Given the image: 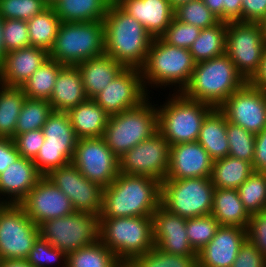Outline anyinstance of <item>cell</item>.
<instances>
[{
	"mask_svg": "<svg viewBox=\"0 0 266 267\" xmlns=\"http://www.w3.org/2000/svg\"><path fill=\"white\" fill-rule=\"evenodd\" d=\"M161 182L143 175L119 173L103 189L100 217H138L154 214L160 206Z\"/></svg>",
	"mask_w": 266,
	"mask_h": 267,
	"instance_id": "obj_1",
	"label": "cell"
},
{
	"mask_svg": "<svg viewBox=\"0 0 266 267\" xmlns=\"http://www.w3.org/2000/svg\"><path fill=\"white\" fill-rule=\"evenodd\" d=\"M105 52L126 68L140 69L146 60L153 37L117 3H110L104 19Z\"/></svg>",
	"mask_w": 266,
	"mask_h": 267,
	"instance_id": "obj_2",
	"label": "cell"
},
{
	"mask_svg": "<svg viewBox=\"0 0 266 267\" xmlns=\"http://www.w3.org/2000/svg\"><path fill=\"white\" fill-rule=\"evenodd\" d=\"M246 82L225 53L196 63L190 81L181 93L186 98L219 108Z\"/></svg>",
	"mask_w": 266,
	"mask_h": 267,
	"instance_id": "obj_3",
	"label": "cell"
},
{
	"mask_svg": "<svg viewBox=\"0 0 266 267\" xmlns=\"http://www.w3.org/2000/svg\"><path fill=\"white\" fill-rule=\"evenodd\" d=\"M195 64L189 49L169 45L160 37L154 38L140 68L146 91L150 85L158 88L174 85L177 87L175 92H182L190 81Z\"/></svg>",
	"mask_w": 266,
	"mask_h": 267,
	"instance_id": "obj_4",
	"label": "cell"
},
{
	"mask_svg": "<svg viewBox=\"0 0 266 267\" xmlns=\"http://www.w3.org/2000/svg\"><path fill=\"white\" fill-rule=\"evenodd\" d=\"M105 52V28L103 21L61 22L49 58L67 66Z\"/></svg>",
	"mask_w": 266,
	"mask_h": 267,
	"instance_id": "obj_5",
	"label": "cell"
},
{
	"mask_svg": "<svg viewBox=\"0 0 266 267\" xmlns=\"http://www.w3.org/2000/svg\"><path fill=\"white\" fill-rule=\"evenodd\" d=\"M99 240L119 260L131 261L155 247L152 217H100Z\"/></svg>",
	"mask_w": 266,
	"mask_h": 267,
	"instance_id": "obj_6",
	"label": "cell"
},
{
	"mask_svg": "<svg viewBox=\"0 0 266 267\" xmlns=\"http://www.w3.org/2000/svg\"><path fill=\"white\" fill-rule=\"evenodd\" d=\"M157 104L149 97L138 106L109 116L103 138L110 150L120 158L158 131Z\"/></svg>",
	"mask_w": 266,
	"mask_h": 267,
	"instance_id": "obj_7",
	"label": "cell"
},
{
	"mask_svg": "<svg viewBox=\"0 0 266 267\" xmlns=\"http://www.w3.org/2000/svg\"><path fill=\"white\" fill-rule=\"evenodd\" d=\"M172 96V97H171ZM158 105V131L169 145L197 141L201 125L212 106L174 92Z\"/></svg>",
	"mask_w": 266,
	"mask_h": 267,
	"instance_id": "obj_8",
	"label": "cell"
},
{
	"mask_svg": "<svg viewBox=\"0 0 266 267\" xmlns=\"http://www.w3.org/2000/svg\"><path fill=\"white\" fill-rule=\"evenodd\" d=\"M214 190L210 177L165 179L160 205L186 219L206 216L212 213Z\"/></svg>",
	"mask_w": 266,
	"mask_h": 267,
	"instance_id": "obj_9",
	"label": "cell"
},
{
	"mask_svg": "<svg viewBox=\"0 0 266 267\" xmlns=\"http://www.w3.org/2000/svg\"><path fill=\"white\" fill-rule=\"evenodd\" d=\"M100 214L74 212L44 221L39 236L66 255L99 240Z\"/></svg>",
	"mask_w": 266,
	"mask_h": 267,
	"instance_id": "obj_10",
	"label": "cell"
},
{
	"mask_svg": "<svg viewBox=\"0 0 266 267\" xmlns=\"http://www.w3.org/2000/svg\"><path fill=\"white\" fill-rule=\"evenodd\" d=\"M265 48L266 35L263 24L227 22L225 53L247 82L258 72Z\"/></svg>",
	"mask_w": 266,
	"mask_h": 267,
	"instance_id": "obj_11",
	"label": "cell"
},
{
	"mask_svg": "<svg viewBox=\"0 0 266 267\" xmlns=\"http://www.w3.org/2000/svg\"><path fill=\"white\" fill-rule=\"evenodd\" d=\"M42 131L44 143L33 162L37 170L47 176L52 170L72 162L78 138L67 112L53 111Z\"/></svg>",
	"mask_w": 266,
	"mask_h": 267,
	"instance_id": "obj_12",
	"label": "cell"
},
{
	"mask_svg": "<svg viewBox=\"0 0 266 267\" xmlns=\"http://www.w3.org/2000/svg\"><path fill=\"white\" fill-rule=\"evenodd\" d=\"M39 237V226L19 204L0 209V260L26 259Z\"/></svg>",
	"mask_w": 266,
	"mask_h": 267,
	"instance_id": "obj_13",
	"label": "cell"
},
{
	"mask_svg": "<svg viewBox=\"0 0 266 267\" xmlns=\"http://www.w3.org/2000/svg\"><path fill=\"white\" fill-rule=\"evenodd\" d=\"M170 145L157 131L119 158V171L129 175L149 176L162 182L169 171Z\"/></svg>",
	"mask_w": 266,
	"mask_h": 267,
	"instance_id": "obj_14",
	"label": "cell"
},
{
	"mask_svg": "<svg viewBox=\"0 0 266 267\" xmlns=\"http://www.w3.org/2000/svg\"><path fill=\"white\" fill-rule=\"evenodd\" d=\"M72 163L85 178L103 188L120 173L119 158L106 145L103 137L78 139Z\"/></svg>",
	"mask_w": 266,
	"mask_h": 267,
	"instance_id": "obj_15",
	"label": "cell"
},
{
	"mask_svg": "<svg viewBox=\"0 0 266 267\" xmlns=\"http://www.w3.org/2000/svg\"><path fill=\"white\" fill-rule=\"evenodd\" d=\"M219 109L225 114L227 121L253 134L266 128V92L250 82L230 95Z\"/></svg>",
	"mask_w": 266,
	"mask_h": 267,
	"instance_id": "obj_16",
	"label": "cell"
},
{
	"mask_svg": "<svg viewBox=\"0 0 266 267\" xmlns=\"http://www.w3.org/2000/svg\"><path fill=\"white\" fill-rule=\"evenodd\" d=\"M47 176L71 200L76 212L100 214L104 188L85 178L72 162Z\"/></svg>",
	"mask_w": 266,
	"mask_h": 267,
	"instance_id": "obj_17",
	"label": "cell"
},
{
	"mask_svg": "<svg viewBox=\"0 0 266 267\" xmlns=\"http://www.w3.org/2000/svg\"><path fill=\"white\" fill-rule=\"evenodd\" d=\"M148 93L138 68H125L108 86L92 99L109 115L134 108L145 101Z\"/></svg>",
	"mask_w": 266,
	"mask_h": 267,
	"instance_id": "obj_18",
	"label": "cell"
},
{
	"mask_svg": "<svg viewBox=\"0 0 266 267\" xmlns=\"http://www.w3.org/2000/svg\"><path fill=\"white\" fill-rule=\"evenodd\" d=\"M19 205L38 226L44 221L75 212L71 200L48 176H42Z\"/></svg>",
	"mask_w": 266,
	"mask_h": 267,
	"instance_id": "obj_19",
	"label": "cell"
},
{
	"mask_svg": "<svg viewBox=\"0 0 266 267\" xmlns=\"http://www.w3.org/2000/svg\"><path fill=\"white\" fill-rule=\"evenodd\" d=\"M155 246L166 253L197 256L186 234L187 219L173 214L161 205L152 215Z\"/></svg>",
	"mask_w": 266,
	"mask_h": 267,
	"instance_id": "obj_20",
	"label": "cell"
},
{
	"mask_svg": "<svg viewBox=\"0 0 266 267\" xmlns=\"http://www.w3.org/2000/svg\"><path fill=\"white\" fill-rule=\"evenodd\" d=\"M213 162L198 141L171 145L169 171L165 179L211 177Z\"/></svg>",
	"mask_w": 266,
	"mask_h": 267,
	"instance_id": "obj_21",
	"label": "cell"
},
{
	"mask_svg": "<svg viewBox=\"0 0 266 267\" xmlns=\"http://www.w3.org/2000/svg\"><path fill=\"white\" fill-rule=\"evenodd\" d=\"M246 239L245 228L219 226L215 236L197 253V267H231Z\"/></svg>",
	"mask_w": 266,
	"mask_h": 267,
	"instance_id": "obj_22",
	"label": "cell"
},
{
	"mask_svg": "<svg viewBox=\"0 0 266 267\" xmlns=\"http://www.w3.org/2000/svg\"><path fill=\"white\" fill-rule=\"evenodd\" d=\"M48 58V51L34 46L7 52L0 64V84L22 87Z\"/></svg>",
	"mask_w": 266,
	"mask_h": 267,
	"instance_id": "obj_23",
	"label": "cell"
},
{
	"mask_svg": "<svg viewBox=\"0 0 266 267\" xmlns=\"http://www.w3.org/2000/svg\"><path fill=\"white\" fill-rule=\"evenodd\" d=\"M42 176L33 160L19 156L0 173V201L19 204ZM2 195L5 196L3 199Z\"/></svg>",
	"mask_w": 266,
	"mask_h": 267,
	"instance_id": "obj_24",
	"label": "cell"
},
{
	"mask_svg": "<svg viewBox=\"0 0 266 267\" xmlns=\"http://www.w3.org/2000/svg\"><path fill=\"white\" fill-rule=\"evenodd\" d=\"M117 4L153 38L160 37L174 18V8L169 0H119Z\"/></svg>",
	"mask_w": 266,
	"mask_h": 267,
	"instance_id": "obj_25",
	"label": "cell"
},
{
	"mask_svg": "<svg viewBox=\"0 0 266 267\" xmlns=\"http://www.w3.org/2000/svg\"><path fill=\"white\" fill-rule=\"evenodd\" d=\"M76 66L81 73L84 91L88 99H92L104 90L126 68L107 54L84 60Z\"/></svg>",
	"mask_w": 266,
	"mask_h": 267,
	"instance_id": "obj_26",
	"label": "cell"
},
{
	"mask_svg": "<svg viewBox=\"0 0 266 267\" xmlns=\"http://www.w3.org/2000/svg\"><path fill=\"white\" fill-rule=\"evenodd\" d=\"M87 99L79 69L65 65L57 75L49 104L54 111L68 112Z\"/></svg>",
	"mask_w": 266,
	"mask_h": 267,
	"instance_id": "obj_27",
	"label": "cell"
},
{
	"mask_svg": "<svg viewBox=\"0 0 266 267\" xmlns=\"http://www.w3.org/2000/svg\"><path fill=\"white\" fill-rule=\"evenodd\" d=\"M226 127L227 118L219 108H213L201 125L197 141L214 161L229 156Z\"/></svg>",
	"mask_w": 266,
	"mask_h": 267,
	"instance_id": "obj_28",
	"label": "cell"
},
{
	"mask_svg": "<svg viewBox=\"0 0 266 267\" xmlns=\"http://www.w3.org/2000/svg\"><path fill=\"white\" fill-rule=\"evenodd\" d=\"M67 113L78 139L103 137L109 115L93 99H87Z\"/></svg>",
	"mask_w": 266,
	"mask_h": 267,
	"instance_id": "obj_29",
	"label": "cell"
},
{
	"mask_svg": "<svg viewBox=\"0 0 266 267\" xmlns=\"http://www.w3.org/2000/svg\"><path fill=\"white\" fill-rule=\"evenodd\" d=\"M211 215L220 226L247 228L250 214L244 208L237 189L215 188Z\"/></svg>",
	"mask_w": 266,
	"mask_h": 267,
	"instance_id": "obj_30",
	"label": "cell"
},
{
	"mask_svg": "<svg viewBox=\"0 0 266 267\" xmlns=\"http://www.w3.org/2000/svg\"><path fill=\"white\" fill-rule=\"evenodd\" d=\"M108 0H57L52 5L61 22L103 21Z\"/></svg>",
	"mask_w": 266,
	"mask_h": 267,
	"instance_id": "obj_31",
	"label": "cell"
},
{
	"mask_svg": "<svg viewBox=\"0 0 266 267\" xmlns=\"http://www.w3.org/2000/svg\"><path fill=\"white\" fill-rule=\"evenodd\" d=\"M253 172L251 162L226 156L213 162L210 179L215 188L237 189Z\"/></svg>",
	"mask_w": 266,
	"mask_h": 267,
	"instance_id": "obj_32",
	"label": "cell"
},
{
	"mask_svg": "<svg viewBox=\"0 0 266 267\" xmlns=\"http://www.w3.org/2000/svg\"><path fill=\"white\" fill-rule=\"evenodd\" d=\"M226 21L201 29L200 35L190 47L195 63L207 61L226 52Z\"/></svg>",
	"mask_w": 266,
	"mask_h": 267,
	"instance_id": "obj_33",
	"label": "cell"
},
{
	"mask_svg": "<svg viewBox=\"0 0 266 267\" xmlns=\"http://www.w3.org/2000/svg\"><path fill=\"white\" fill-rule=\"evenodd\" d=\"M60 24L61 20L52 6H48L41 13L27 20L30 46L50 52L54 46Z\"/></svg>",
	"mask_w": 266,
	"mask_h": 267,
	"instance_id": "obj_34",
	"label": "cell"
},
{
	"mask_svg": "<svg viewBox=\"0 0 266 267\" xmlns=\"http://www.w3.org/2000/svg\"><path fill=\"white\" fill-rule=\"evenodd\" d=\"M25 99L21 87L0 84V137L15 138V127Z\"/></svg>",
	"mask_w": 266,
	"mask_h": 267,
	"instance_id": "obj_35",
	"label": "cell"
},
{
	"mask_svg": "<svg viewBox=\"0 0 266 267\" xmlns=\"http://www.w3.org/2000/svg\"><path fill=\"white\" fill-rule=\"evenodd\" d=\"M64 66L48 58L21 87L26 98L49 100L57 75Z\"/></svg>",
	"mask_w": 266,
	"mask_h": 267,
	"instance_id": "obj_36",
	"label": "cell"
},
{
	"mask_svg": "<svg viewBox=\"0 0 266 267\" xmlns=\"http://www.w3.org/2000/svg\"><path fill=\"white\" fill-rule=\"evenodd\" d=\"M66 267H115L120 261L100 240L67 254Z\"/></svg>",
	"mask_w": 266,
	"mask_h": 267,
	"instance_id": "obj_37",
	"label": "cell"
},
{
	"mask_svg": "<svg viewBox=\"0 0 266 267\" xmlns=\"http://www.w3.org/2000/svg\"><path fill=\"white\" fill-rule=\"evenodd\" d=\"M53 111L48 100L26 98L15 127V137L25 132L42 129Z\"/></svg>",
	"mask_w": 266,
	"mask_h": 267,
	"instance_id": "obj_38",
	"label": "cell"
},
{
	"mask_svg": "<svg viewBox=\"0 0 266 267\" xmlns=\"http://www.w3.org/2000/svg\"><path fill=\"white\" fill-rule=\"evenodd\" d=\"M237 191L250 215L266 210V173L254 171Z\"/></svg>",
	"mask_w": 266,
	"mask_h": 267,
	"instance_id": "obj_39",
	"label": "cell"
},
{
	"mask_svg": "<svg viewBox=\"0 0 266 267\" xmlns=\"http://www.w3.org/2000/svg\"><path fill=\"white\" fill-rule=\"evenodd\" d=\"M131 261L136 267H197V256L169 254L156 246Z\"/></svg>",
	"mask_w": 266,
	"mask_h": 267,
	"instance_id": "obj_40",
	"label": "cell"
},
{
	"mask_svg": "<svg viewBox=\"0 0 266 267\" xmlns=\"http://www.w3.org/2000/svg\"><path fill=\"white\" fill-rule=\"evenodd\" d=\"M174 18L200 29L212 27L220 21L206 7L202 0H191L179 4L174 8Z\"/></svg>",
	"mask_w": 266,
	"mask_h": 267,
	"instance_id": "obj_41",
	"label": "cell"
},
{
	"mask_svg": "<svg viewBox=\"0 0 266 267\" xmlns=\"http://www.w3.org/2000/svg\"><path fill=\"white\" fill-rule=\"evenodd\" d=\"M226 134L229 143V156L252 163L255 134L229 121H227Z\"/></svg>",
	"mask_w": 266,
	"mask_h": 267,
	"instance_id": "obj_42",
	"label": "cell"
},
{
	"mask_svg": "<svg viewBox=\"0 0 266 267\" xmlns=\"http://www.w3.org/2000/svg\"><path fill=\"white\" fill-rule=\"evenodd\" d=\"M219 226L218 221L211 214L187 219V238L196 253L210 242Z\"/></svg>",
	"mask_w": 266,
	"mask_h": 267,
	"instance_id": "obj_43",
	"label": "cell"
},
{
	"mask_svg": "<svg viewBox=\"0 0 266 267\" xmlns=\"http://www.w3.org/2000/svg\"><path fill=\"white\" fill-rule=\"evenodd\" d=\"M47 7L44 0H0V16L3 19L29 20Z\"/></svg>",
	"mask_w": 266,
	"mask_h": 267,
	"instance_id": "obj_44",
	"label": "cell"
},
{
	"mask_svg": "<svg viewBox=\"0 0 266 267\" xmlns=\"http://www.w3.org/2000/svg\"><path fill=\"white\" fill-rule=\"evenodd\" d=\"M66 260L67 255L63 251L53 247L48 241L42 239L40 236L34 242L33 248L30 250L28 257L26 258V261L33 267H52L55 262H57V264H59V262L61 264L62 262L61 267H66Z\"/></svg>",
	"mask_w": 266,
	"mask_h": 267,
	"instance_id": "obj_45",
	"label": "cell"
},
{
	"mask_svg": "<svg viewBox=\"0 0 266 267\" xmlns=\"http://www.w3.org/2000/svg\"><path fill=\"white\" fill-rule=\"evenodd\" d=\"M200 32L201 29L199 27L173 18L160 38L169 45L190 49L194 41L200 35Z\"/></svg>",
	"mask_w": 266,
	"mask_h": 267,
	"instance_id": "obj_46",
	"label": "cell"
},
{
	"mask_svg": "<svg viewBox=\"0 0 266 267\" xmlns=\"http://www.w3.org/2000/svg\"><path fill=\"white\" fill-rule=\"evenodd\" d=\"M3 44L5 52L30 46L27 20H3Z\"/></svg>",
	"mask_w": 266,
	"mask_h": 267,
	"instance_id": "obj_47",
	"label": "cell"
},
{
	"mask_svg": "<svg viewBox=\"0 0 266 267\" xmlns=\"http://www.w3.org/2000/svg\"><path fill=\"white\" fill-rule=\"evenodd\" d=\"M44 139L42 129H37L17 135L13 141L20 156L34 160L44 143Z\"/></svg>",
	"mask_w": 266,
	"mask_h": 267,
	"instance_id": "obj_48",
	"label": "cell"
},
{
	"mask_svg": "<svg viewBox=\"0 0 266 267\" xmlns=\"http://www.w3.org/2000/svg\"><path fill=\"white\" fill-rule=\"evenodd\" d=\"M246 233L247 239L251 241L266 258V210L250 215Z\"/></svg>",
	"mask_w": 266,
	"mask_h": 267,
	"instance_id": "obj_49",
	"label": "cell"
},
{
	"mask_svg": "<svg viewBox=\"0 0 266 267\" xmlns=\"http://www.w3.org/2000/svg\"><path fill=\"white\" fill-rule=\"evenodd\" d=\"M231 267H266V258L251 241L246 239Z\"/></svg>",
	"mask_w": 266,
	"mask_h": 267,
	"instance_id": "obj_50",
	"label": "cell"
},
{
	"mask_svg": "<svg viewBox=\"0 0 266 267\" xmlns=\"http://www.w3.org/2000/svg\"><path fill=\"white\" fill-rule=\"evenodd\" d=\"M266 20V0H242V22L263 23Z\"/></svg>",
	"mask_w": 266,
	"mask_h": 267,
	"instance_id": "obj_51",
	"label": "cell"
},
{
	"mask_svg": "<svg viewBox=\"0 0 266 267\" xmlns=\"http://www.w3.org/2000/svg\"><path fill=\"white\" fill-rule=\"evenodd\" d=\"M252 166L254 171L266 173V128L255 134Z\"/></svg>",
	"mask_w": 266,
	"mask_h": 267,
	"instance_id": "obj_52",
	"label": "cell"
},
{
	"mask_svg": "<svg viewBox=\"0 0 266 267\" xmlns=\"http://www.w3.org/2000/svg\"><path fill=\"white\" fill-rule=\"evenodd\" d=\"M19 156L13 139L0 137V173L10 166Z\"/></svg>",
	"mask_w": 266,
	"mask_h": 267,
	"instance_id": "obj_53",
	"label": "cell"
},
{
	"mask_svg": "<svg viewBox=\"0 0 266 267\" xmlns=\"http://www.w3.org/2000/svg\"><path fill=\"white\" fill-rule=\"evenodd\" d=\"M223 21L242 22V0H223Z\"/></svg>",
	"mask_w": 266,
	"mask_h": 267,
	"instance_id": "obj_54",
	"label": "cell"
},
{
	"mask_svg": "<svg viewBox=\"0 0 266 267\" xmlns=\"http://www.w3.org/2000/svg\"><path fill=\"white\" fill-rule=\"evenodd\" d=\"M249 82L266 92V48L262 56L260 68Z\"/></svg>",
	"mask_w": 266,
	"mask_h": 267,
	"instance_id": "obj_55",
	"label": "cell"
},
{
	"mask_svg": "<svg viewBox=\"0 0 266 267\" xmlns=\"http://www.w3.org/2000/svg\"><path fill=\"white\" fill-rule=\"evenodd\" d=\"M213 15L223 21V0H202Z\"/></svg>",
	"mask_w": 266,
	"mask_h": 267,
	"instance_id": "obj_56",
	"label": "cell"
},
{
	"mask_svg": "<svg viewBox=\"0 0 266 267\" xmlns=\"http://www.w3.org/2000/svg\"><path fill=\"white\" fill-rule=\"evenodd\" d=\"M0 267H33L26 259L0 260Z\"/></svg>",
	"mask_w": 266,
	"mask_h": 267,
	"instance_id": "obj_57",
	"label": "cell"
},
{
	"mask_svg": "<svg viewBox=\"0 0 266 267\" xmlns=\"http://www.w3.org/2000/svg\"><path fill=\"white\" fill-rule=\"evenodd\" d=\"M3 20L4 19L0 16V64L3 62V59L6 55L4 44H3V31H2Z\"/></svg>",
	"mask_w": 266,
	"mask_h": 267,
	"instance_id": "obj_58",
	"label": "cell"
},
{
	"mask_svg": "<svg viewBox=\"0 0 266 267\" xmlns=\"http://www.w3.org/2000/svg\"><path fill=\"white\" fill-rule=\"evenodd\" d=\"M115 267H136V265L129 260H120Z\"/></svg>",
	"mask_w": 266,
	"mask_h": 267,
	"instance_id": "obj_59",
	"label": "cell"
},
{
	"mask_svg": "<svg viewBox=\"0 0 266 267\" xmlns=\"http://www.w3.org/2000/svg\"><path fill=\"white\" fill-rule=\"evenodd\" d=\"M191 0H169L171 6L173 8H176L179 4L185 3V2H189Z\"/></svg>",
	"mask_w": 266,
	"mask_h": 267,
	"instance_id": "obj_60",
	"label": "cell"
},
{
	"mask_svg": "<svg viewBox=\"0 0 266 267\" xmlns=\"http://www.w3.org/2000/svg\"><path fill=\"white\" fill-rule=\"evenodd\" d=\"M57 0H44V2L48 5V6H52L54 5V3L56 2Z\"/></svg>",
	"mask_w": 266,
	"mask_h": 267,
	"instance_id": "obj_61",
	"label": "cell"
},
{
	"mask_svg": "<svg viewBox=\"0 0 266 267\" xmlns=\"http://www.w3.org/2000/svg\"><path fill=\"white\" fill-rule=\"evenodd\" d=\"M262 24H263L264 32H265V35H266V20Z\"/></svg>",
	"mask_w": 266,
	"mask_h": 267,
	"instance_id": "obj_62",
	"label": "cell"
},
{
	"mask_svg": "<svg viewBox=\"0 0 266 267\" xmlns=\"http://www.w3.org/2000/svg\"><path fill=\"white\" fill-rule=\"evenodd\" d=\"M6 203H4L3 201H0V209L5 205Z\"/></svg>",
	"mask_w": 266,
	"mask_h": 267,
	"instance_id": "obj_63",
	"label": "cell"
},
{
	"mask_svg": "<svg viewBox=\"0 0 266 267\" xmlns=\"http://www.w3.org/2000/svg\"><path fill=\"white\" fill-rule=\"evenodd\" d=\"M110 3H117L119 0H108Z\"/></svg>",
	"mask_w": 266,
	"mask_h": 267,
	"instance_id": "obj_64",
	"label": "cell"
}]
</instances>
